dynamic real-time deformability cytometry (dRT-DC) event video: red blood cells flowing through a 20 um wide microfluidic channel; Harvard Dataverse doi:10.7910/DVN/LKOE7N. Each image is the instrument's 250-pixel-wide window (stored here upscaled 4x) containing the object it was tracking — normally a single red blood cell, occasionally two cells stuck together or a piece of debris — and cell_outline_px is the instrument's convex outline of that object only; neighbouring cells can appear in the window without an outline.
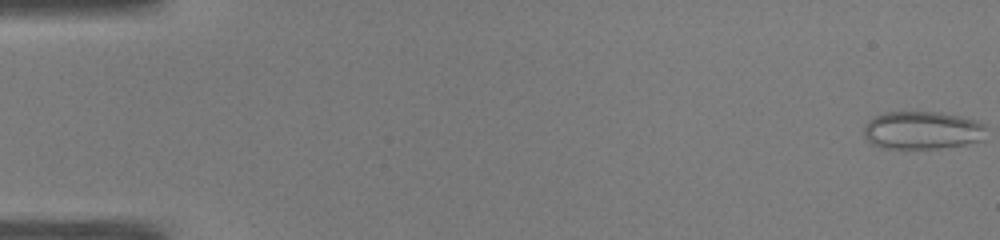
{"species": "common noctule bat (a hibernating species)", "species_latin": "Nyctalus noctula", "temperature_condition": "warm", "stored_images_in_passage": 48, "camera_frame_rate_fps": 3000, "um_per_image_px": 0.085, "animal": {"sex": "male", "body_mass_g": 19.0, "forearm_length_mm": 50.8}, "frame": {"image": 1, "passage_image": 1, "time_ms": 0.0, "image_size_px": [1000, 240], "cell_outline_px": [[984, 140], [964, 144], [936, 148], [884, 148], [872, 144], [864, 136], [864, 128], [876, 116], [884, 112], [936, 112], [956, 116], [972, 120], [984, 124]], "centroid_in_image_um": [78.37, 11.08], "position_along_channel_um": 6.6, "area_um2": 26.47}}
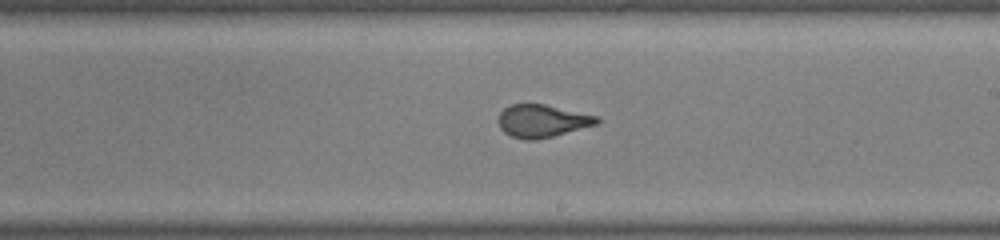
{"frame": {"image": 2, "passage_image": 30, "time_ms": 9.667, "image_size_px": [1000, 240], "cell_outline_px": [[600, 120], [596, 124], [552, 136], [536, 140], [524, 140], [512, 136], [504, 132], [500, 128], [500, 112], [504, 108], [512, 104], [544, 104], [600, 116]], "centroid_in_image_um": [46.1, 10.27], "position_along_channel_um": 242.9, "area_um2": 18.55}}
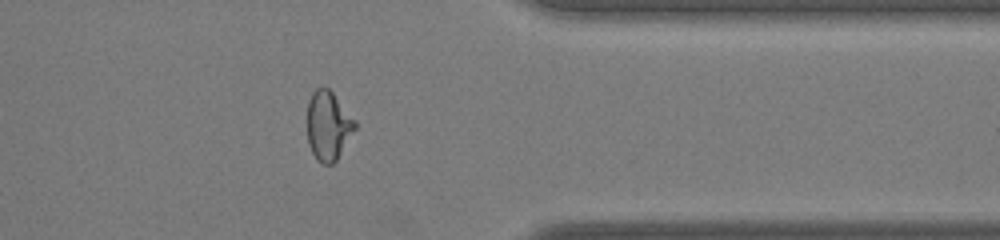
{"frame": {"image": 3, "passage_image": 41, "time_ms": 13.333, "image_size_px": [1000, 240], "cell_outline_px": [[356, 128], [336, 160], [332, 164], [324, 164], [316, 160], [308, 144], [308, 100], [312, 92], [316, 88], [328, 88], [332, 92], [356, 120]], "centroid_in_image_um": [27.9, 10.68], "position_along_channel_um": 383.5, "area_um2": 19.13}}